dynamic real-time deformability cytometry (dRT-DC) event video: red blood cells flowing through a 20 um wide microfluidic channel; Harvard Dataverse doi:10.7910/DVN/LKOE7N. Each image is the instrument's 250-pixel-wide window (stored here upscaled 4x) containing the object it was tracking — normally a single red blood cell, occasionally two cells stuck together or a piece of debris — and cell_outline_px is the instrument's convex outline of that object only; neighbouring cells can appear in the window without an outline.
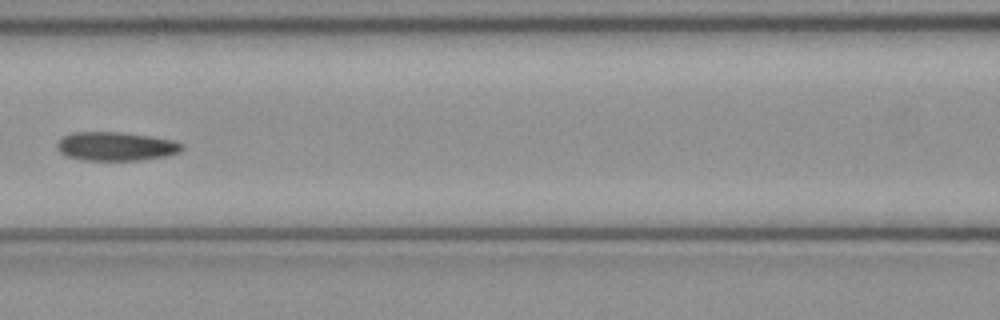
{"species": "common noctule bat (a hibernating species)", "species_latin": "Nyctalus noctula", "temperature_condition": "cold", "stored_images_in_passage": 5, "camera_frame_rate_fps": 3000, "um_per_image_px": 0.085, "animal": {"sex": "female", "body_mass_g": 21.9}, "frame": {"image": 1, "passage_image": 5, "time_ms": 1.333, "image_size_px": [1000, 320], "cell_outline_px": [[184, 148], [180, 152], [168, 156], [140, 160], [80, 160], [68, 156], [60, 152], [56, 148], [56, 144], [64, 136], [72, 132], [120, 132], [148, 136], [172, 140], [184, 144]], "centroid_in_image_um": [9.86, 12.44], "position_along_channel_um": 156.7, "area_um2": 20.98}}